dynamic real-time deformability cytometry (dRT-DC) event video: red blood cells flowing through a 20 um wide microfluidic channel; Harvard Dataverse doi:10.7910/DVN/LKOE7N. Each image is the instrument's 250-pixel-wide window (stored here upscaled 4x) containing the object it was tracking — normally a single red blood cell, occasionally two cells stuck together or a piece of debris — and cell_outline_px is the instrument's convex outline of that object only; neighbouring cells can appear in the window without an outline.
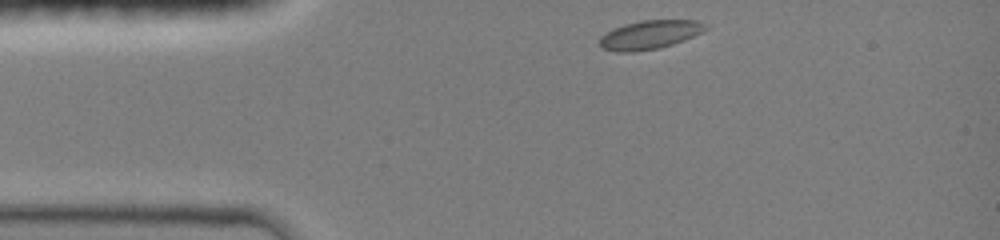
{"species": "common noctule bat (a hibernating species)", "species_latin": "Nyctalus noctula", "temperature_condition": "room temperature", "stored_images_in_passage": 16, "camera_frame_rate_fps": 3000, "um_per_image_px": 0.085, "animal": {"sex": "female", "body_mass_g": 19.0, "forearm_length_mm": 51.5}, "frame": {"image": 1, "passage_image": 1, "time_ms": 0.0, "image_size_px": [1000, 240], "cell_outline_px": [[708, 28], [684, 40], [660, 48], [632, 52], [616, 52], [600, 48], [600, 36], [624, 24], [640, 20], [700, 20], [708, 24]], "centroid_in_image_um": [55.24, 2.95], "position_along_channel_um": 29.8, "area_um2": 17.74}}
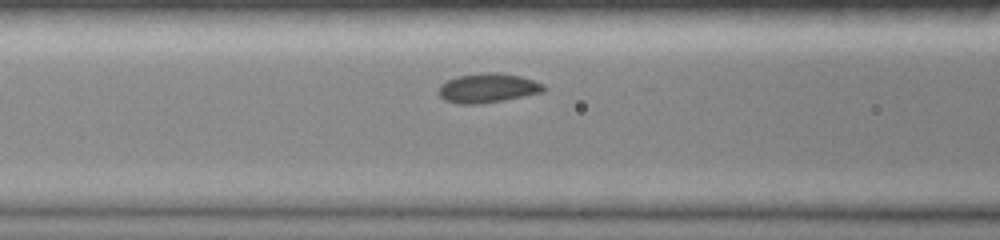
{"frame": {"image": 2, "passage_image": 12, "time_ms": 3.333, "image_size_px": [1000, 240], "cell_outline_px": [[548, 88], [544, 92], [504, 100], [476, 104], [456, 104], [444, 100], [436, 92], [440, 84], [456, 76], [480, 72], [496, 72], [520, 76], [544, 84]], "centroid_in_image_um": [41.43, 7.48], "position_along_channel_um": 125.2, "area_um2": 18.26}}
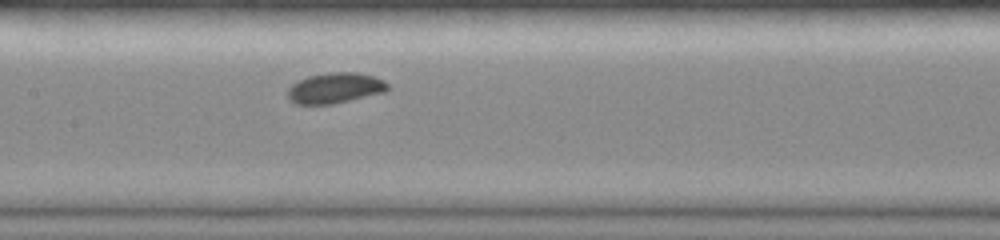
{"frame": {"image": 3, "passage_image": 16, "time_ms": 4.667, "image_size_px": [1000, 240], "cell_outline_px": [[392, 88], [384, 92], [332, 104], [296, 104], [288, 100], [288, 88], [292, 84], [308, 76], [328, 72], [356, 72], [372, 76], [384, 80]], "centroid_in_image_um": [28.48, 7.48], "position_along_channel_um": 178.9, "area_um2": 17.8}}